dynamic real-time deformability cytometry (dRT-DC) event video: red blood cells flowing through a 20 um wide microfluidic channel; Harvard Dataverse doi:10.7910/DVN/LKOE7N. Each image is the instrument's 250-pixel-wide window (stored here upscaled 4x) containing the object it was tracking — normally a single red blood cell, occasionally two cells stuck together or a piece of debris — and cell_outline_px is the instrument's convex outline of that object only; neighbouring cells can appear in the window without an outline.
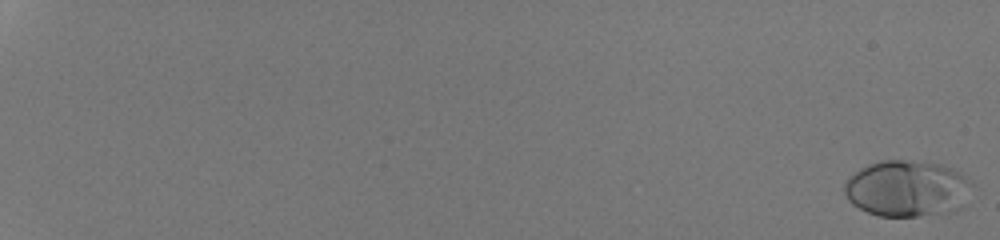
{"species": "human", "species_latin": "Homo sapiens", "temperature_condition": "room temperature", "stored_images_in_passage": 26, "camera_frame_rate_fps": 3000, "um_per_image_px": 0.085, "donor": {"sex": "male"}, "frame": {"image": 1, "passage_image": 1, "time_ms": 0.0, "image_size_px": [1000, 240], "cell_outline_px": [[976, 184], [960, 208], [956, 212], [916, 216], [880, 216], [868, 212], [852, 204], [848, 200], [844, 192], [844, 184], [848, 176], [860, 168], [868, 164], [880, 160], [904, 160], [940, 164], [952, 168], [960, 172], [972, 180]], "centroid_in_image_um": [77.14, 16.02], "position_along_channel_um": 7.9, "area_um2": 42.48}}
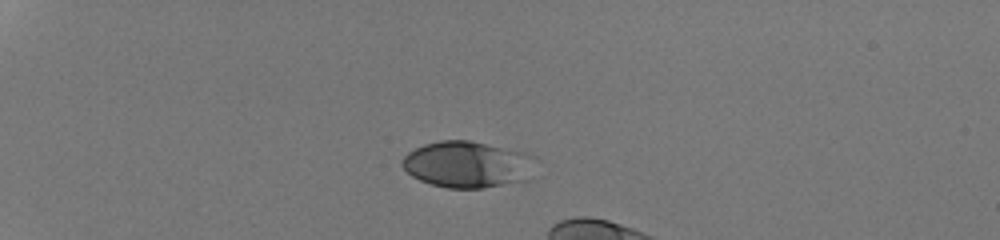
{"frame": {"image": 2, "passage_image": 18, "time_ms": 5.667, "image_size_px": [1000, 240], "cell_outline_px": [[540, 160], [528, 180], [484, 188], [448, 188], [432, 184], [420, 180], [412, 176], [400, 164], [404, 156], [408, 152], [424, 144], [440, 140], [468, 140], [532, 152]], "centroid_in_image_um": [39.85, 13.96], "position_along_channel_um": 45.1, "area_um2": 36.99}}